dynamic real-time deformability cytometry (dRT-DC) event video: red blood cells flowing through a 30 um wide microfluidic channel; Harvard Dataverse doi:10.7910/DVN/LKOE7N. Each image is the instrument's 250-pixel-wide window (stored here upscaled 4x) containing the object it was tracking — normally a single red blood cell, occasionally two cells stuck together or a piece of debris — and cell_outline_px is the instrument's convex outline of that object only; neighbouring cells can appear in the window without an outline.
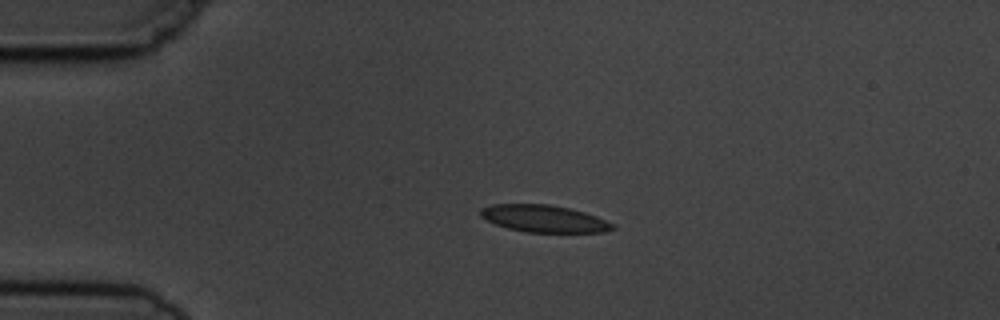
{"species": "common noctule bat (a hibernating species)", "species_latin": "Nyctalus noctula", "temperature_condition": "cold", "stored_images_in_passage": 3, "camera_frame_rate_fps": 3000, "um_per_image_px": 0.085, "animal": {"sex": "male", "body_mass_g": 19.5, "forearm_length_mm": 54.6}, "frame": {"image": 1, "passage_image": 3, "time_ms": 2.333, "image_size_px": [1000, 320], "cell_outline_px": [[616, 228], [604, 232], [528, 232], [508, 228], [496, 224], [480, 216], [480, 208], [492, 204], [548, 204], [568, 208], [584, 212], [596, 216], [616, 224]], "centroid_in_image_um": [46.26, 18.58], "position_along_channel_um": 38.7, "area_um2": 20.81}}